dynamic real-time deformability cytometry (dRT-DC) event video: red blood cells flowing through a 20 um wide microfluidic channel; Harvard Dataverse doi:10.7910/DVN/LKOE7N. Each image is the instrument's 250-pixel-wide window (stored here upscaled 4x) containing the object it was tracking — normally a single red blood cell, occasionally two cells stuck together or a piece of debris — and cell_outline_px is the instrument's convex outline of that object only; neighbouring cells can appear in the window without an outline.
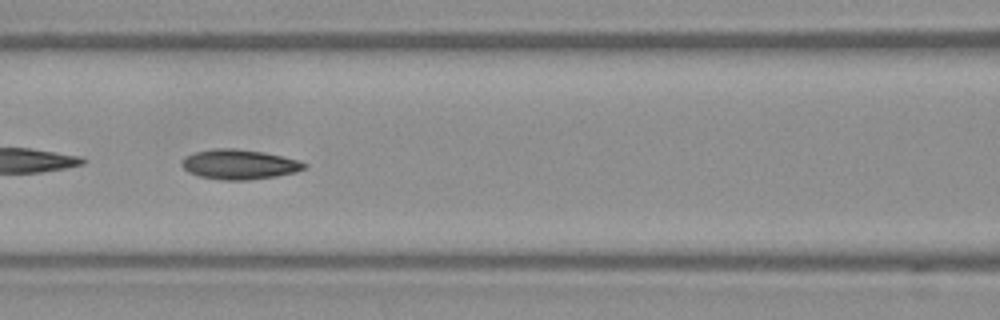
{"species": "Egyptian fruit bat (a non-hibernating species)", "species_latin": "Rousettus aegyptiacus", "temperature_condition": "warm", "stored_images_in_passage": 52, "camera_frame_rate_fps": 3000, "um_per_image_px": 0.085, "frame": {"image": 1, "passage_image": 23, "time_ms": 7.333, "image_size_px": [1000, 320], "cell_outline_px": [[308, 164], [304, 168], [296, 172], [276, 176], [248, 180], [224, 180], [200, 176], [188, 172], [180, 164], [184, 156], [196, 152], [212, 148], [236, 148], [264, 152], [284, 156]], "centroid_in_image_um": [20.32, 13.96], "position_along_channel_um": 146.3, "area_um2": 21.33}}
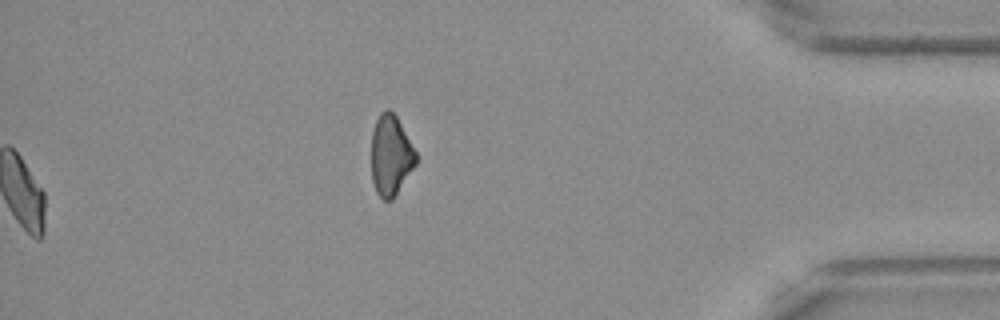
{"frame": {"image": 2, "passage_image": 52, "time_ms": 17.0, "image_size_px": [1000, 320], "cell_outline_px": [[416, 164], [392, 200], [384, 200], [376, 192], [372, 180], [372, 132], [376, 120], [380, 112], [388, 108], [396, 116], [416, 152]], "centroid_in_image_um": [33.2, 13.21], "position_along_channel_um": 402.0, "area_um2": 20.63}, "authors_computed_cell_mechanics": {"area_um2": 20.9814, "velocity_mm_per_s": 3.9859, "shape_relaxation_time_tau1_ms": 3.5079, "shape_relaxation_time_tau2_ms": 3.101, "deformation_change_tau1": 0.1329, "deformation_change_tau2": 0.0785}}